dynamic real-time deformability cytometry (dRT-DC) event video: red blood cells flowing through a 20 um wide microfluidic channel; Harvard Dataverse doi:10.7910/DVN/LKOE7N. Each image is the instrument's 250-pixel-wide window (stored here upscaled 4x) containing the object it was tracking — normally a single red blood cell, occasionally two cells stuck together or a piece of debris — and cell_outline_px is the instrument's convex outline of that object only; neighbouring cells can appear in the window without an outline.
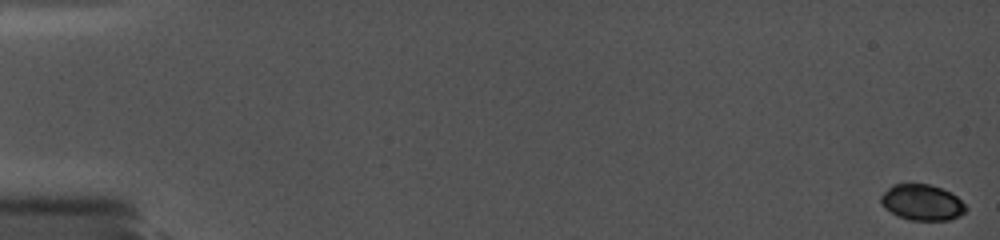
{"species": "common noctule bat (a hibernating species)", "species_latin": "Nyctalus noctula", "temperature_condition": "cold", "stored_images_in_passage": 16, "camera_frame_rate_fps": 5000, "um_per_image_px": 0.085, "animal": {"sex": "female", "body_mass_g": 19.0, "forearm_length_mm": 56.7}, "frame": {"image": 1, "passage_image": 1, "time_ms": 0.0, "image_size_px": [1000, 240], "cell_outline_px": [[968, 208], [960, 216], [948, 220], [912, 220], [900, 216], [884, 208], [880, 204], [880, 196], [892, 184], [928, 184], [952, 192]], "centroid_in_image_um": [78.37, 17.2], "position_along_channel_um": 6.6, "area_um2": 17.69}}
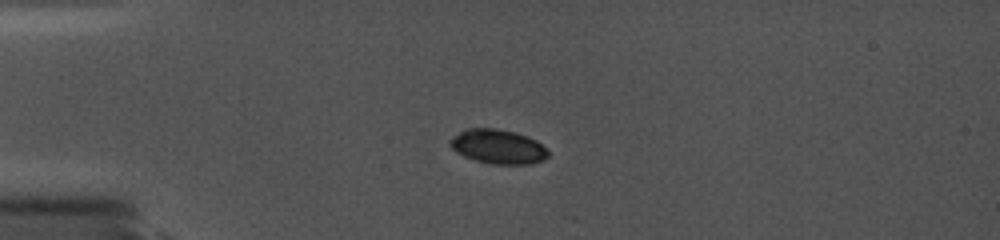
{"frame": {"image": 2, "passage_image": 13, "time_ms": 4.8, "image_size_px": [1000, 240], "cell_outline_px": [[548, 156], [544, 160], [532, 164], [492, 164], [476, 160], [464, 156], [456, 152], [448, 144], [448, 140], [452, 136], [464, 128], [496, 128], [528, 136], [536, 140], [548, 152]], "centroid_in_image_um": [42.28, 12.46], "position_along_channel_um": 42.7, "area_um2": 19.71}}